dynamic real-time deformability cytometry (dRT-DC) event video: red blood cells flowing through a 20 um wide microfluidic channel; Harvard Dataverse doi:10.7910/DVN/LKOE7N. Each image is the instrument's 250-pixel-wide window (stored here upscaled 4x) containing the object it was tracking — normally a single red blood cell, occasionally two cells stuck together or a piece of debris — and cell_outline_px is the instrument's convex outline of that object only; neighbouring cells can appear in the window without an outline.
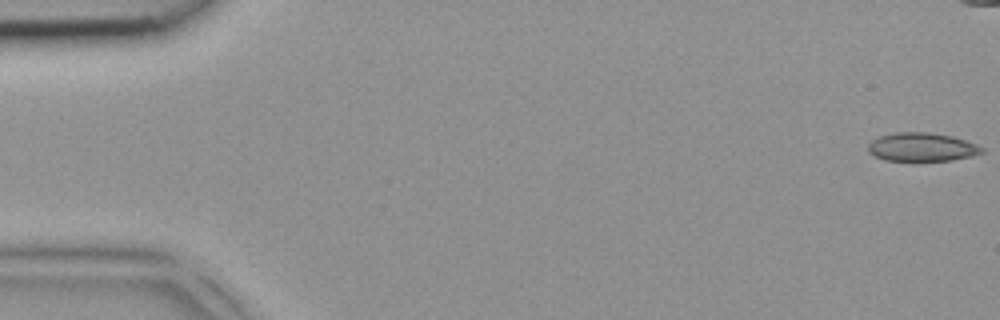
{"species": "common noctule bat (a hibernating species)", "species_latin": "Nyctalus noctula", "temperature_condition": "room temperature", "stored_images_in_passage": 5, "camera_frame_rate_fps": 3000, "um_per_image_px": 0.085, "animal": {"sex": "female", "body_mass_g": 18.4}, "frame": {"image": 1, "passage_image": 1, "time_ms": 0.0, "image_size_px": [1000, 320], "cell_outline_px": [[984, 152], [972, 156], [952, 160], [884, 160], [868, 152], [868, 144], [872, 140], [880, 136], [896, 132], [928, 132], [952, 136], [976, 144], [984, 148]], "centroid_in_image_um": [78.36, 12.49], "position_along_channel_um": 6.6, "area_um2": 18.79}}